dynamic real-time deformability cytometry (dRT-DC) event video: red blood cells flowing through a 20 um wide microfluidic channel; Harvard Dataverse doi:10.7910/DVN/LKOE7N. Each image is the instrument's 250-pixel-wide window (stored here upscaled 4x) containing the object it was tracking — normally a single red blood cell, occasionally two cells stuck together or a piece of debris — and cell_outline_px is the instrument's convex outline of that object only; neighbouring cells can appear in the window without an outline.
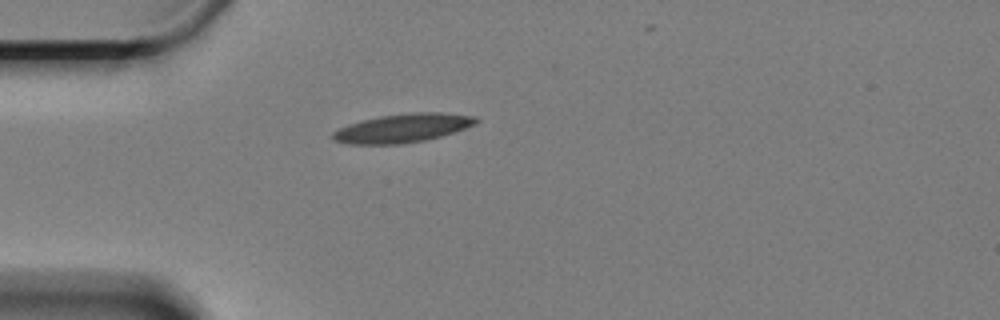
{"species": "Egyptian fruit bat (a non-hibernating species)", "species_latin": "Rousettus aegyptiacus", "temperature_condition": "cold", "stored_images_in_passage": 37, "camera_frame_rate_fps": 3000, "um_per_image_px": 0.085, "animal": {"sex": "female"}, "frame": {"image": 1, "passage_image": 1, "time_ms": 0.0, "image_size_px": [1000, 320], "cell_outline_px": [[480, 120], [476, 124], [440, 136], [424, 140], [400, 144], [348, 144], [332, 140], [332, 132], [348, 124], [380, 116], [408, 112], [440, 112], [476, 116]], "centroid_in_image_um": [34.22, 10.88], "position_along_channel_um": 50.8, "area_um2": 23.87}}
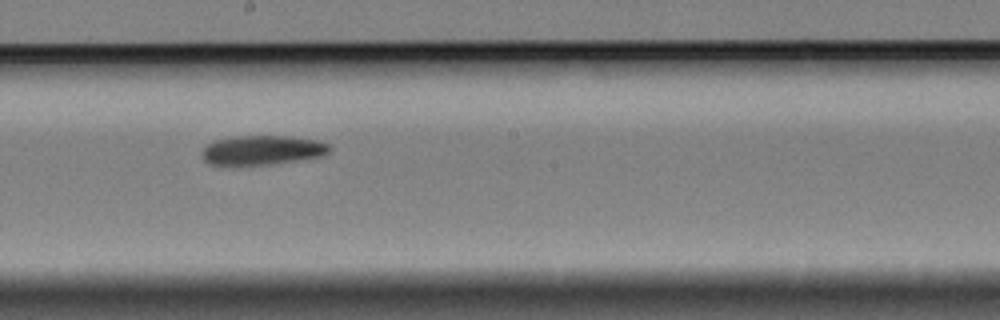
{"frame": {"image": 2, "passage_image": 18, "time_ms": 5.667, "image_size_px": [1000, 320], "cell_outline_px": [[332, 148], [328, 152], [320, 156], [272, 164], [236, 168], [232, 168], [208, 164], [204, 160], [200, 152], [208, 144], [216, 140], [236, 136], [288, 136], [316, 140], [328, 144]], "centroid_in_image_um": [22.19, 12.81], "position_along_channel_um": 226.0, "area_um2": 22.48}}
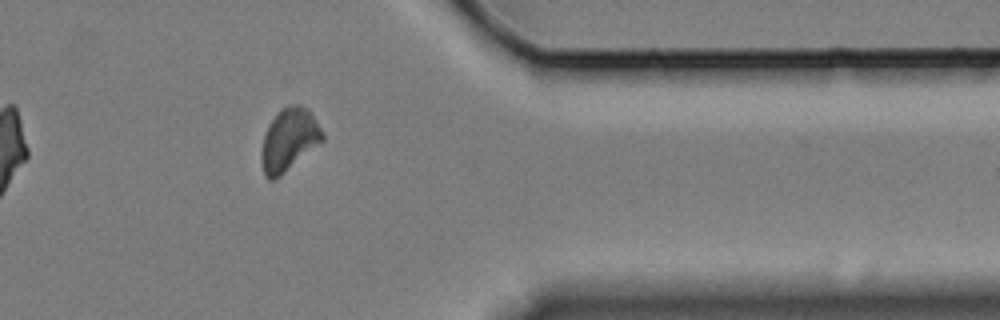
{"frame": {"image": 3, "passage_image": 34, "time_ms": 11.0, "image_size_px": [1000, 320], "cell_outline_px": [[324, 140], [276, 180], [268, 180], [264, 176], [260, 160], [260, 152], [264, 136], [268, 124], [280, 108], [292, 104], [300, 104], [308, 108], [324, 132]], "centroid_in_image_um": [24.55, 11.89], "position_along_channel_um": 386.9, "area_um2": 22.72}}